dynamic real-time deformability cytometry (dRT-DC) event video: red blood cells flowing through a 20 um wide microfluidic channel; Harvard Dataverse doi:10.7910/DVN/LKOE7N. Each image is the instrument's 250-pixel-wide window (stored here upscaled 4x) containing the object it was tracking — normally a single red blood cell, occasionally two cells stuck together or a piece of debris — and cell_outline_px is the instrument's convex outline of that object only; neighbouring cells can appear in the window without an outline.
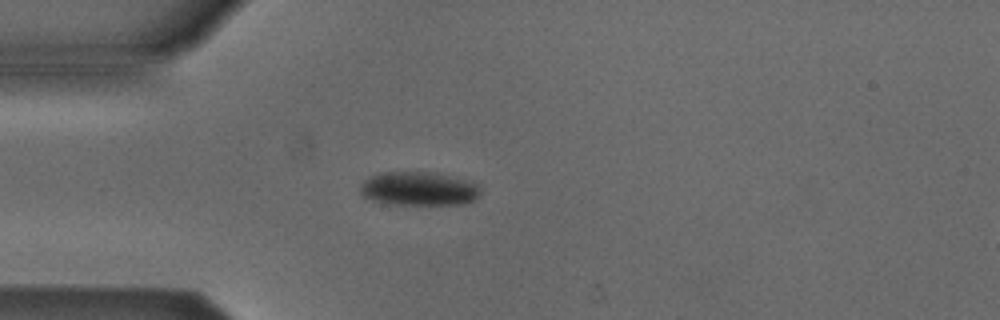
{"species": "Egyptian fruit bat (a non-hibernating species)", "species_latin": "Rousettus aegyptiacus", "temperature_condition": "cold", "stored_images_in_passage": 4, "camera_frame_rate_fps": 3000, "um_per_image_px": 0.085, "animal": {"sex": "male"}, "frame": {"image": 1, "passage_image": 3, "time_ms": 3.333, "image_size_px": [1000, 320], "cell_outline_px": [[480, 196], [476, 200], [460, 204], [388, 204], [372, 200], [364, 196], [360, 192], [360, 184], [368, 176], [380, 172], [436, 172], [480, 184]], "centroid_in_image_um": [35.6, 16.03], "position_along_channel_um": 49.4, "area_um2": 23.93}}